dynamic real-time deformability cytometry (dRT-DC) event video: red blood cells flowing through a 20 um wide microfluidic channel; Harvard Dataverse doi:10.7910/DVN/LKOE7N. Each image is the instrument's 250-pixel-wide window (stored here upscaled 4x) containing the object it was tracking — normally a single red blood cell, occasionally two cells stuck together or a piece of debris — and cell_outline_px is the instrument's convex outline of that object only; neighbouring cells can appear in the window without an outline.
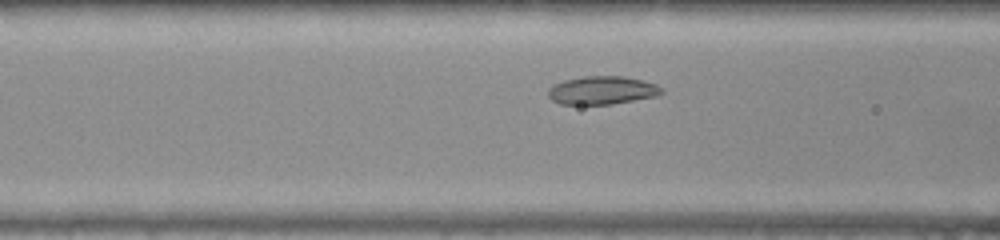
{"species": "common noctule bat (a hibernating species)", "species_latin": "Nyctalus noctula", "temperature_condition": "warm", "stored_images_in_passage": 41, "camera_frame_rate_fps": 3000, "um_per_image_px": 0.085, "animal": {"sex": "female", "body_mass_g": 22.0, "forearm_length_mm": 56.7}, "frame": {"image": 1, "passage_image": 10, "time_ms": 3.0, "image_size_px": [1000, 240], "cell_outline_px": [[664, 92], [656, 96], [612, 104], [560, 104], [552, 100], [548, 96], [548, 88], [552, 84], [564, 80], [584, 76], [624, 76], [644, 80], [656, 84], [664, 88]], "centroid_in_image_um": [51.18, 7.67], "position_along_channel_um": 115.4, "area_um2": 18.84}}
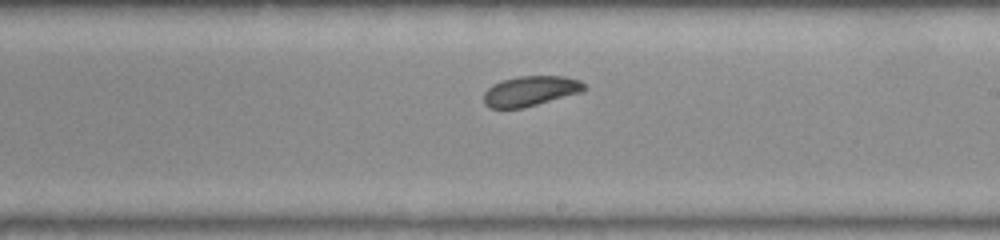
{"frame": {"image": 2, "passage_image": 20, "time_ms": 6.333, "image_size_px": [1000, 240], "cell_outline_px": [[588, 88], [584, 92], [524, 108], [488, 108], [484, 104], [484, 92], [492, 84], [504, 80], [520, 76], [564, 76], [580, 80]], "centroid_in_image_um": [45.12, 7.74], "position_along_channel_um": 243.9, "area_um2": 17.86}}
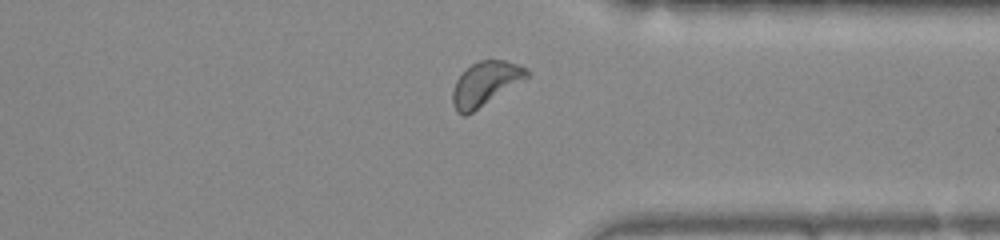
{"frame": {"image": 3, "passage_image": 30, "time_ms": 9.667, "image_size_px": [1000, 240], "cell_outline_px": [[528, 76], [472, 112], [464, 116], [456, 112], [452, 104], [452, 92], [456, 80], [472, 64], [480, 60], [504, 60], [528, 68]], "centroid_in_image_um": [41.21, 7.11], "position_along_channel_um": 370.2, "area_um2": 18.44}, "authors_computed_cell_mechanics": {"area_um2": 18.4382, "velocity_mm_per_s": 3.8679, "shape_relaxation_time_tau1_ms": 4.0989, "shape_relaxation_time_tau2_ms": null, "deformation_change_tau1": 0.0818, "deformation_change_tau2": null}}